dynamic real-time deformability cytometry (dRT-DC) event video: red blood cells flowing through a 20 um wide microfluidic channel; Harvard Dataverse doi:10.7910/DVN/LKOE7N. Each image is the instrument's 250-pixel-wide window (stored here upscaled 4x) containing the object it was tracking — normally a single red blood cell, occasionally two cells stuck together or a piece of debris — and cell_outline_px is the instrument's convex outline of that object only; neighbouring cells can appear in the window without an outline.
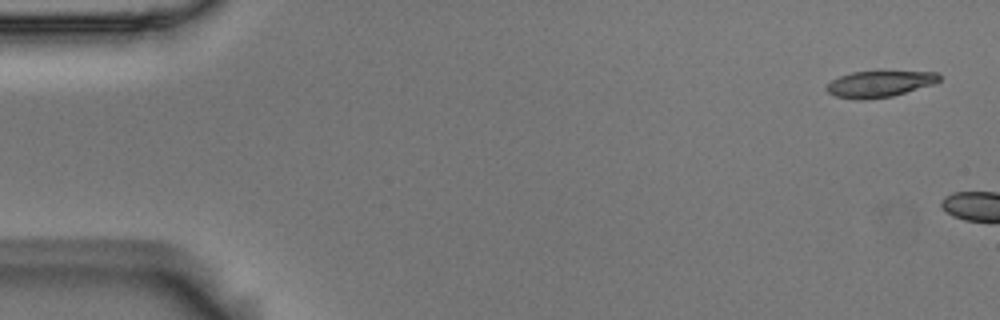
{"species": "Egyptian fruit bat (a non-hibernating species)", "species_latin": "Rousettus aegyptiacus", "temperature_condition": "room temperature", "stored_images_in_passage": 2, "camera_frame_rate_fps": 3000, "um_per_image_px": 0.085, "animal": {"sex": "male"}, "frame": {"image": 1, "passage_image": 1, "time_ms": 0.0, "image_size_px": [1000, 320], "cell_outline_px": [[940, 80], [936, 84], [892, 96], [864, 100], [856, 100], [836, 96], [828, 92], [824, 88], [832, 80], [840, 76], [852, 72], [936, 72], [940, 76]], "centroid_in_image_um": [74.76, 7.15], "position_along_channel_um": 10.2, "area_um2": 17.17}}